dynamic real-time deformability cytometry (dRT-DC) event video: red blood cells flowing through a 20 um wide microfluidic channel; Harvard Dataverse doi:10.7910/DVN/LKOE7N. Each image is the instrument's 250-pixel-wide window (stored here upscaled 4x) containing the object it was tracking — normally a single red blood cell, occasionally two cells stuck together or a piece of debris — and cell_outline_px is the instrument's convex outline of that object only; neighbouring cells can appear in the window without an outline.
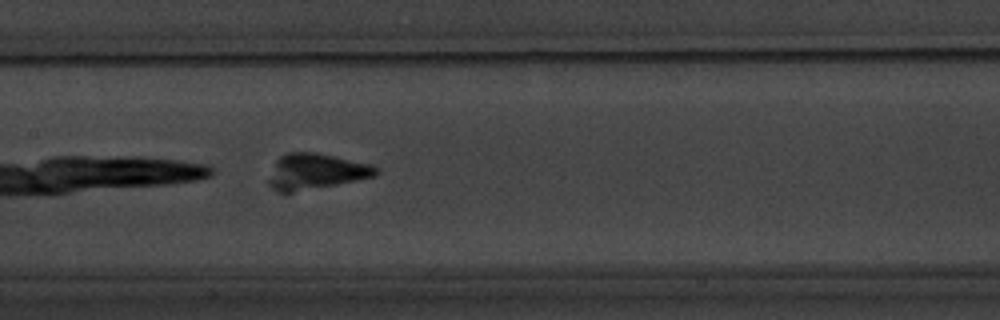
{"species": "common noctule bat (a hibernating species)", "species_latin": "Nyctalus noctula", "temperature_condition": "warm", "stored_images_in_passage": 7, "camera_frame_rate_fps": 3000, "um_per_image_px": 0.085, "animal": {"sex": "male", "body_mass_g": 20.1, "forearm_length_mm": 53.5}, "frame": {"image": 1, "passage_image": 7, "time_ms": 7.333, "image_size_px": [1000, 320], "cell_outline_px": [[380, 172], [376, 176], [336, 184], [292, 192], [276, 192], [268, 184], [268, 180], [276, 160], [280, 156], [288, 152], [316, 152], [372, 164], [380, 168]], "centroid_in_image_um": [26.87, 14.56], "position_along_channel_um": 180.5, "area_um2": 22.31}}